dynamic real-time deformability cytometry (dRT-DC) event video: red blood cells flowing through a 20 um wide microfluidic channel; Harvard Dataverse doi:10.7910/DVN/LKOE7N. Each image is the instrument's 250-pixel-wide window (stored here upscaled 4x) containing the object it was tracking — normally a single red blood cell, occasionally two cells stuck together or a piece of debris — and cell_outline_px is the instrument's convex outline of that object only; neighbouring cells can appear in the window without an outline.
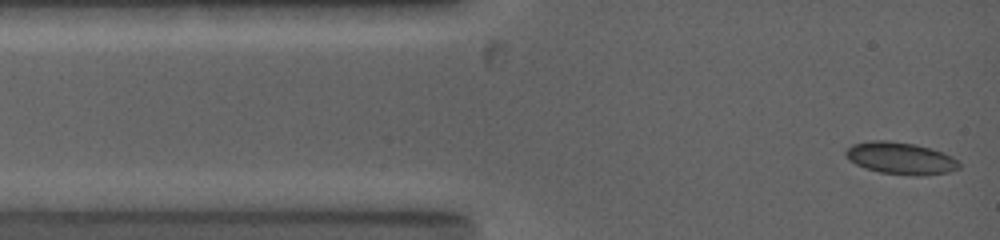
{"species": "common noctule bat (a hibernating species)", "species_latin": "Nyctalus noctula", "temperature_condition": "warm", "stored_images_in_passage": 8, "camera_frame_rate_fps": 5000, "um_per_image_px": 0.085, "animal": {"sex": "female", "body_mass_g": 19.0, "forearm_length_mm": 53.3}, "frame": {"image": 1, "passage_image": 1, "time_ms": 0.0, "image_size_px": [1000, 240], "cell_outline_px": [[960, 168], [948, 172], [920, 176], [916, 176], [880, 172], [864, 168], [848, 160], [844, 152], [852, 144], [872, 140], [888, 140], [916, 144], [944, 152], [960, 160]], "centroid_in_image_um": [76.57, 13.45], "position_along_channel_um": 8.4, "area_um2": 21.44}}
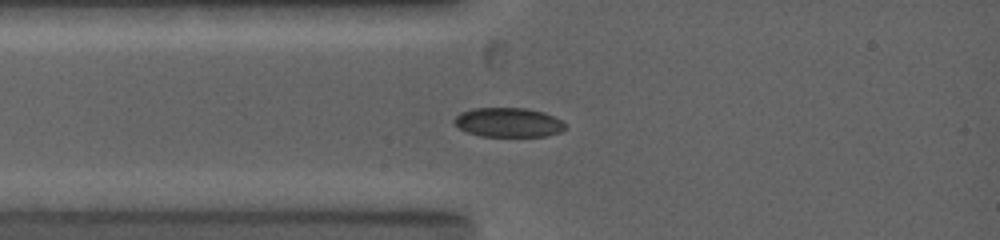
{"frame": {"image": 2, "passage_image": 5, "time_ms": 2.0, "image_size_px": [1000, 240], "cell_outline_px": [[568, 128], [560, 132], [544, 136], [480, 136], [468, 132], [460, 128], [452, 120], [460, 112], [472, 108], [524, 108], [544, 112], [568, 124]], "centroid_in_image_um": [43.23, 10.4], "position_along_channel_um": 41.8, "area_um2": 19.02}}
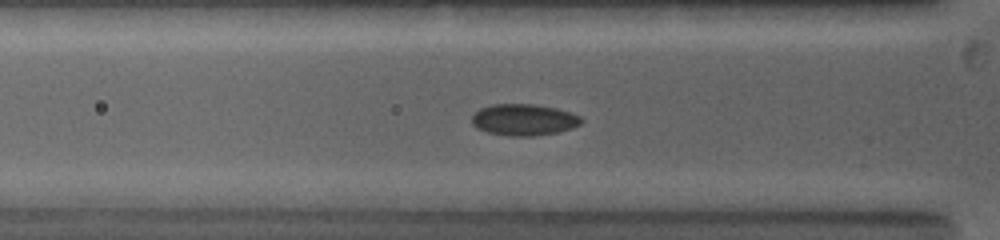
{"frame": {"image": 3, "passage_image": 7, "time_ms": 3.0, "image_size_px": [1000, 240], "cell_outline_px": [[584, 120], [580, 124], [572, 128], [556, 132], [532, 136], [508, 136], [488, 132], [476, 128], [472, 124], [472, 116], [480, 108], [492, 104], [532, 104], [556, 108], [580, 116]], "centroid_in_image_um": [44.51, 10.18], "position_along_channel_um": 81.3, "area_um2": 20.0}}